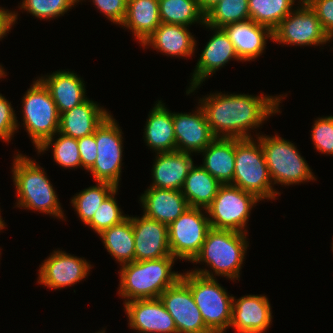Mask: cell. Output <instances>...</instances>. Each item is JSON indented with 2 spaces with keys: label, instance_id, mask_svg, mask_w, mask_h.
Listing matches in <instances>:
<instances>
[{
  "label": "cell",
  "instance_id": "cell-22",
  "mask_svg": "<svg viewBox=\"0 0 333 333\" xmlns=\"http://www.w3.org/2000/svg\"><path fill=\"white\" fill-rule=\"evenodd\" d=\"M155 155L150 187L181 191L189 170L194 165L192 154L173 151Z\"/></svg>",
  "mask_w": 333,
  "mask_h": 333
},
{
  "label": "cell",
  "instance_id": "cell-20",
  "mask_svg": "<svg viewBox=\"0 0 333 333\" xmlns=\"http://www.w3.org/2000/svg\"><path fill=\"white\" fill-rule=\"evenodd\" d=\"M139 199L144 216L167 226L190 207L180 190L148 187Z\"/></svg>",
  "mask_w": 333,
  "mask_h": 333
},
{
  "label": "cell",
  "instance_id": "cell-10",
  "mask_svg": "<svg viewBox=\"0 0 333 333\" xmlns=\"http://www.w3.org/2000/svg\"><path fill=\"white\" fill-rule=\"evenodd\" d=\"M111 114L95 130L97 158L88 170L95 181L108 182L119 186L122 170V130Z\"/></svg>",
  "mask_w": 333,
  "mask_h": 333
},
{
  "label": "cell",
  "instance_id": "cell-37",
  "mask_svg": "<svg viewBox=\"0 0 333 333\" xmlns=\"http://www.w3.org/2000/svg\"><path fill=\"white\" fill-rule=\"evenodd\" d=\"M78 2L79 0H23L19 8L35 18L48 20L63 16Z\"/></svg>",
  "mask_w": 333,
  "mask_h": 333
},
{
  "label": "cell",
  "instance_id": "cell-34",
  "mask_svg": "<svg viewBox=\"0 0 333 333\" xmlns=\"http://www.w3.org/2000/svg\"><path fill=\"white\" fill-rule=\"evenodd\" d=\"M250 20L248 0H221L205 14V24L214 28Z\"/></svg>",
  "mask_w": 333,
  "mask_h": 333
},
{
  "label": "cell",
  "instance_id": "cell-44",
  "mask_svg": "<svg viewBox=\"0 0 333 333\" xmlns=\"http://www.w3.org/2000/svg\"><path fill=\"white\" fill-rule=\"evenodd\" d=\"M221 0H198L200 10L206 14L214 5Z\"/></svg>",
  "mask_w": 333,
  "mask_h": 333
},
{
  "label": "cell",
  "instance_id": "cell-35",
  "mask_svg": "<svg viewBox=\"0 0 333 333\" xmlns=\"http://www.w3.org/2000/svg\"><path fill=\"white\" fill-rule=\"evenodd\" d=\"M57 136L47 139L36 151L37 154L48 151L53 145V159L56 164L64 169L81 167L80 153L78 150V140L57 132ZM60 135V136H59ZM55 141V142H54Z\"/></svg>",
  "mask_w": 333,
  "mask_h": 333
},
{
  "label": "cell",
  "instance_id": "cell-48",
  "mask_svg": "<svg viewBox=\"0 0 333 333\" xmlns=\"http://www.w3.org/2000/svg\"><path fill=\"white\" fill-rule=\"evenodd\" d=\"M96 333H105V330H101V331L96 332Z\"/></svg>",
  "mask_w": 333,
  "mask_h": 333
},
{
  "label": "cell",
  "instance_id": "cell-36",
  "mask_svg": "<svg viewBox=\"0 0 333 333\" xmlns=\"http://www.w3.org/2000/svg\"><path fill=\"white\" fill-rule=\"evenodd\" d=\"M118 188L114 189L101 203L100 207L94 213L93 218L87 224L95 233L100 234L105 229L121 223L128 215H123L115 195Z\"/></svg>",
  "mask_w": 333,
  "mask_h": 333
},
{
  "label": "cell",
  "instance_id": "cell-23",
  "mask_svg": "<svg viewBox=\"0 0 333 333\" xmlns=\"http://www.w3.org/2000/svg\"><path fill=\"white\" fill-rule=\"evenodd\" d=\"M196 44L194 35L187 26L161 23L145 40L142 47H152L171 57L187 58L195 52Z\"/></svg>",
  "mask_w": 333,
  "mask_h": 333
},
{
  "label": "cell",
  "instance_id": "cell-12",
  "mask_svg": "<svg viewBox=\"0 0 333 333\" xmlns=\"http://www.w3.org/2000/svg\"><path fill=\"white\" fill-rule=\"evenodd\" d=\"M273 30V42L288 45H326L330 37L324 31L315 11L306 3H299Z\"/></svg>",
  "mask_w": 333,
  "mask_h": 333
},
{
  "label": "cell",
  "instance_id": "cell-45",
  "mask_svg": "<svg viewBox=\"0 0 333 333\" xmlns=\"http://www.w3.org/2000/svg\"><path fill=\"white\" fill-rule=\"evenodd\" d=\"M5 226H6L5 222H4L3 218L1 217V213H0V230H3L5 228Z\"/></svg>",
  "mask_w": 333,
  "mask_h": 333
},
{
  "label": "cell",
  "instance_id": "cell-11",
  "mask_svg": "<svg viewBox=\"0 0 333 333\" xmlns=\"http://www.w3.org/2000/svg\"><path fill=\"white\" fill-rule=\"evenodd\" d=\"M205 213L204 208L189 207L168 226L169 248L176 259L192 262L199 254L211 229Z\"/></svg>",
  "mask_w": 333,
  "mask_h": 333
},
{
  "label": "cell",
  "instance_id": "cell-13",
  "mask_svg": "<svg viewBox=\"0 0 333 333\" xmlns=\"http://www.w3.org/2000/svg\"><path fill=\"white\" fill-rule=\"evenodd\" d=\"M159 299L174 319L178 333H212L204 323L191 289L181 278L169 286Z\"/></svg>",
  "mask_w": 333,
  "mask_h": 333
},
{
  "label": "cell",
  "instance_id": "cell-31",
  "mask_svg": "<svg viewBox=\"0 0 333 333\" xmlns=\"http://www.w3.org/2000/svg\"><path fill=\"white\" fill-rule=\"evenodd\" d=\"M161 23L191 26L205 24V14L200 10L198 0H158Z\"/></svg>",
  "mask_w": 333,
  "mask_h": 333
},
{
  "label": "cell",
  "instance_id": "cell-21",
  "mask_svg": "<svg viewBox=\"0 0 333 333\" xmlns=\"http://www.w3.org/2000/svg\"><path fill=\"white\" fill-rule=\"evenodd\" d=\"M223 29L242 62L260 57L266 48V41L273 40V31L270 28L252 20L229 24Z\"/></svg>",
  "mask_w": 333,
  "mask_h": 333
},
{
  "label": "cell",
  "instance_id": "cell-38",
  "mask_svg": "<svg viewBox=\"0 0 333 333\" xmlns=\"http://www.w3.org/2000/svg\"><path fill=\"white\" fill-rule=\"evenodd\" d=\"M312 127L311 139L317 151L333 155V116L317 118Z\"/></svg>",
  "mask_w": 333,
  "mask_h": 333
},
{
  "label": "cell",
  "instance_id": "cell-2",
  "mask_svg": "<svg viewBox=\"0 0 333 333\" xmlns=\"http://www.w3.org/2000/svg\"><path fill=\"white\" fill-rule=\"evenodd\" d=\"M246 237L247 233L211 228L192 263H205L213 271L197 268L191 272L208 278L223 276L240 281L238 278L249 247Z\"/></svg>",
  "mask_w": 333,
  "mask_h": 333
},
{
  "label": "cell",
  "instance_id": "cell-1",
  "mask_svg": "<svg viewBox=\"0 0 333 333\" xmlns=\"http://www.w3.org/2000/svg\"><path fill=\"white\" fill-rule=\"evenodd\" d=\"M281 95L212 93L199 99L208 124L216 138H252L250 131L259 128L273 114L280 112Z\"/></svg>",
  "mask_w": 333,
  "mask_h": 333
},
{
  "label": "cell",
  "instance_id": "cell-8",
  "mask_svg": "<svg viewBox=\"0 0 333 333\" xmlns=\"http://www.w3.org/2000/svg\"><path fill=\"white\" fill-rule=\"evenodd\" d=\"M22 98L23 126L38 149L59 131L60 114L49 89L38 78Z\"/></svg>",
  "mask_w": 333,
  "mask_h": 333
},
{
  "label": "cell",
  "instance_id": "cell-9",
  "mask_svg": "<svg viewBox=\"0 0 333 333\" xmlns=\"http://www.w3.org/2000/svg\"><path fill=\"white\" fill-rule=\"evenodd\" d=\"M260 201L254 194L232 184H222L206 208L211 228L247 233L245 227L251 210Z\"/></svg>",
  "mask_w": 333,
  "mask_h": 333
},
{
  "label": "cell",
  "instance_id": "cell-42",
  "mask_svg": "<svg viewBox=\"0 0 333 333\" xmlns=\"http://www.w3.org/2000/svg\"><path fill=\"white\" fill-rule=\"evenodd\" d=\"M77 140L78 150L80 153L81 168L88 171L94 165V162L97 158L95 132Z\"/></svg>",
  "mask_w": 333,
  "mask_h": 333
},
{
  "label": "cell",
  "instance_id": "cell-4",
  "mask_svg": "<svg viewBox=\"0 0 333 333\" xmlns=\"http://www.w3.org/2000/svg\"><path fill=\"white\" fill-rule=\"evenodd\" d=\"M12 179L16 187L17 207L39 211L65 220L61 203L44 168L23 154L14 156Z\"/></svg>",
  "mask_w": 333,
  "mask_h": 333
},
{
  "label": "cell",
  "instance_id": "cell-40",
  "mask_svg": "<svg viewBox=\"0 0 333 333\" xmlns=\"http://www.w3.org/2000/svg\"><path fill=\"white\" fill-rule=\"evenodd\" d=\"M92 2L109 21L118 25L123 23L127 13V0H92Z\"/></svg>",
  "mask_w": 333,
  "mask_h": 333
},
{
  "label": "cell",
  "instance_id": "cell-47",
  "mask_svg": "<svg viewBox=\"0 0 333 333\" xmlns=\"http://www.w3.org/2000/svg\"><path fill=\"white\" fill-rule=\"evenodd\" d=\"M311 0H299L298 3H306L308 4Z\"/></svg>",
  "mask_w": 333,
  "mask_h": 333
},
{
  "label": "cell",
  "instance_id": "cell-43",
  "mask_svg": "<svg viewBox=\"0 0 333 333\" xmlns=\"http://www.w3.org/2000/svg\"><path fill=\"white\" fill-rule=\"evenodd\" d=\"M18 12L9 11L8 9L0 7V40L7 35L12 26L15 25L18 19Z\"/></svg>",
  "mask_w": 333,
  "mask_h": 333
},
{
  "label": "cell",
  "instance_id": "cell-26",
  "mask_svg": "<svg viewBox=\"0 0 333 333\" xmlns=\"http://www.w3.org/2000/svg\"><path fill=\"white\" fill-rule=\"evenodd\" d=\"M157 101L146 119L144 141L155 153L176 151L173 113L165 107L162 100Z\"/></svg>",
  "mask_w": 333,
  "mask_h": 333
},
{
  "label": "cell",
  "instance_id": "cell-24",
  "mask_svg": "<svg viewBox=\"0 0 333 333\" xmlns=\"http://www.w3.org/2000/svg\"><path fill=\"white\" fill-rule=\"evenodd\" d=\"M45 76L39 77V79L49 89L59 114L80 105L88 99L84 80L73 71L57 70Z\"/></svg>",
  "mask_w": 333,
  "mask_h": 333
},
{
  "label": "cell",
  "instance_id": "cell-32",
  "mask_svg": "<svg viewBox=\"0 0 333 333\" xmlns=\"http://www.w3.org/2000/svg\"><path fill=\"white\" fill-rule=\"evenodd\" d=\"M296 0H248L250 20L272 31L293 10Z\"/></svg>",
  "mask_w": 333,
  "mask_h": 333
},
{
  "label": "cell",
  "instance_id": "cell-7",
  "mask_svg": "<svg viewBox=\"0 0 333 333\" xmlns=\"http://www.w3.org/2000/svg\"><path fill=\"white\" fill-rule=\"evenodd\" d=\"M259 140L273 184L293 185L316 180L297 146L280 135H259Z\"/></svg>",
  "mask_w": 333,
  "mask_h": 333
},
{
  "label": "cell",
  "instance_id": "cell-14",
  "mask_svg": "<svg viewBox=\"0 0 333 333\" xmlns=\"http://www.w3.org/2000/svg\"><path fill=\"white\" fill-rule=\"evenodd\" d=\"M38 283L49 289L70 287L87 277L92 265L83 258L55 250L39 266Z\"/></svg>",
  "mask_w": 333,
  "mask_h": 333
},
{
  "label": "cell",
  "instance_id": "cell-6",
  "mask_svg": "<svg viewBox=\"0 0 333 333\" xmlns=\"http://www.w3.org/2000/svg\"><path fill=\"white\" fill-rule=\"evenodd\" d=\"M181 279L189 286L194 302L205 325L212 333H225L232 319L233 297L221 286L217 278H208L186 271Z\"/></svg>",
  "mask_w": 333,
  "mask_h": 333
},
{
  "label": "cell",
  "instance_id": "cell-16",
  "mask_svg": "<svg viewBox=\"0 0 333 333\" xmlns=\"http://www.w3.org/2000/svg\"><path fill=\"white\" fill-rule=\"evenodd\" d=\"M173 125L179 152L200 153L216 138L201 105L193 113L173 112Z\"/></svg>",
  "mask_w": 333,
  "mask_h": 333
},
{
  "label": "cell",
  "instance_id": "cell-18",
  "mask_svg": "<svg viewBox=\"0 0 333 333\" xmlns=\"http://www.w3.org/2000/svg\"><path fill=\"white\" fill-rule=\"evenodd\" d=\"M135 261L155 260L171 255L168 226L146 216L133 217Z\"/></svg>",
  "mask_w": 333,
  "mask_h": 333
},
{
  "label": "cell",
  "instance_id": "cell-5",
  "mask_svg": "<svg viewBox=\"0 0 333 333\" xmlns=\"http://www.w3.org/2000/svg\"><path fill=\"white\" fill-rule=\"evenodd\" d=\"M235 138V163L232 185L254 194L259 200L280 195L273 188L264 152L259 140ZM257 141V142H256Z\"/></svg>",
  "mask_w": 333,
  "mask_h": 333
},
{
  "label": "cell",
  "instance_id": "cell-27",
  "mask_svg": "<svg viewBox=\"0 0 333 333\" xmlns=\"http://www.w3.org/2000/svg\"><path fill=\"white\" fill-rule=\"evenodd\" d=\"M201 165L221 184H232L235 163V138H215L200 154Z\"/></svg>",
  "mask_w": 333,
  "mask_h": 333
},
{
  "label": "cell",
  "instance_id": "cell-15",
  "mask_svg": "<svg viewBox=\"0 0 333 333\" xmlns=\"http://www.w3.org/2000/svg\"><path fill=\"white\" fill-rule=\"evenodd\" d=\"M206 28L214 30V35L210 37L201 51L195 70L190 80V85L186 94L193 93L198 89L203 81L212 76L217 70L226 65L232 58L241 61L236 54L233 43L223 28L210 27L204 24Z\"/></svg>",
  "mask_w": 333,
  "mask_h": 333
},
{
  "label": "cell",
  "instance_id": "cell-3",
  "mask_svg": "<svg viewBox=\"0 0 333 333\" xmlns=\"http://www.w3.org/2000/svg\"><path fill=\"white\" fill-rule=\"evenodd\" d=\"M176 258L172 255L155 260L133 261L121 266L118 295L124 303L153 299L174 285L182 273L172 271ZM126 298V299H125Z\"/></svg>",
  "mask_w": 333,
  "mask_h": 333
},
{
  "label": "cell",
  "instance_id": "cell-41",
  "mask_svg": "<svg viewBox=\"0 0 333 333\" xmlns=\"http://www.w3.org/2000/svg\"><path fill=\"white\" fill-rule=\"evenodd\" d=\"M309 6L315 11L324 31L333 39V0H311Z\"/></svg>",
  "mask_w": 333,
  "mask_h": 333
},
{
  "label": "cell",
  "instance_id": "cell-29",
  "mask_svg": "<svg viewBox=\"0 0 333 333\" xmlns=\"http://www.w3.org/2000/svg\"><path fill=\"white\" fill-rule=\"evenodd\" d=\"M222 184L201 165L192 166L181 189L190 207L206 209Z\"/></svg>",
  "mask_w": 333,
  "mask_h": 333
},
{
  "label": "cell",
  "instance_id": "cell-46",
  "mask_svg": "<svg viewBox=\"0 0 333 333\" xmlns=\"http://www.w3.org/2000/svg\"><path fill=\"white\" fill-rule=\"evenodd\" d=\"M4 70H5V69L2 67V65H0V79H1L2 77H5V76H6Z\"/></svg>",
  "mask_w": 333,
  "mask_h": 333
},
{
  "label": "cell",
  "instance_id": "cell-39",
  "mask_svg": "<svg viewBox=\"0 0 333 333\" xmlns=\"http://www.w3.org/2000/svg\"><path fill=\"white\" fill-rule=\"evenodd\" d=\"M19 125L11 102L0 93V139L9 143Z\"/></svg>",
  "mask_w": 333,
  "mask_h": 333
},
{
  "label": "cell",
  "instance_id": "cell-28",
  "mask_svg": "<svg viewBox=\"0 0 333 333\" xmlns=\"http://www.w3.org/2000/svg\"><path fill=\"white\" fill-rule=\"evenodd\" d=\"M160 24L158 0H127V13L121 26L131 30L140 45Z\"/></svg>",
  "mask_w": 333,
  "mask_h": 333
},
{
  "label": "cell",
  "instance_id": "cell-17",
  "mask_svg": "<svg viewBox=\"0 0 333 333\" xmlns=\"http://www.w3.org/2000/svg\"><path fill=\"white\" fill-rule=\"evenodd\" d=\"M129 327L139 333H178L174 319L159 298L124 303Z\"/></svg>",
  "mask_w": 333,
  "mask_h": 333
},
{
  "label": "cell",
  "instance_id": "cell-30",
  "mask_svg": "<svg viewBox=\"0 0 333 333\" xmlns=\"http://www.w3.org/2000/svg\"><path fill=\"white\" fill-rule=\"evenodd\" d=\"M98 235L105 249L120 266L135 261L132 216L128 215L121 223L105 229Z\"/></svg>",
  "mask_w": 333,
  "mask_h": 333
},
{
  "label": "cell",
  "instance_id": "cell-19",
  "mask_svg": "<svg viewBox=\"0 0 333 333\" xmlns=\"http://www.w3.org/2000/svg\"><path fill=\"white\" fill-rule=\"evenodd\" d=\"M271 304L266 295L233 297L230 327L236 333H264L272 323Z\"/></svg>",
  "mask_w": 333,
  "mask_h": 333
},
{
  "label": "cell",
  "instance_id": "cell-33",
  "mask_svg": "<svg viewBox=\"0 0 333 333\" xmlns=\"http://www.w3.org/2000/svg\"><path fill=\"white\" fill-rule=\"evenodd\" d=\"M114 189L116 187L111 183L97 181L96 185L90 186L73 196L70 203L83 224L87 225L91 221L102 201Z\"/></svg>",
  "mask_w": 333,
  "mask_h": 333
},
{
  "label": "cell",
  "instance_id": "cell-25",
  "mask_svg": "<svg viewBox=\"0 0 333 333\" xmlns=\"http://www.w3.org/2000/svg\"><path fill=\"white\" fill-rule=\"evenodd\" d=\"M110 113L89 98L60 114L59 133L74 139L93 134Z\"/></svg>",
  "mask_w": 333,
  "mask_h": 333
}]
</instances>
